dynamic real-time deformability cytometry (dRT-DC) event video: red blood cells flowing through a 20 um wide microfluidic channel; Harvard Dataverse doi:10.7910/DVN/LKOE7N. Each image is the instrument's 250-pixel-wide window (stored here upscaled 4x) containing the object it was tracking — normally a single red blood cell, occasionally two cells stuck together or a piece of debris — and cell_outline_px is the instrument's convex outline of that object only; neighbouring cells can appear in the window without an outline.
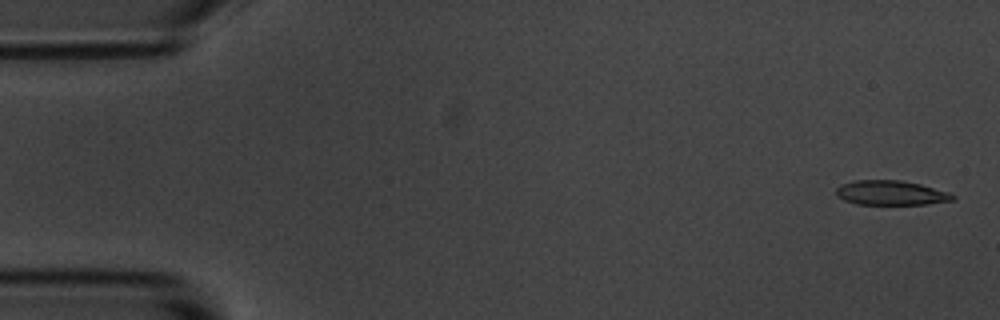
{"species": "common noctule bat (a hibernating species)", "species_latin": "Nyctalus noctula", "temperature_condition": "room temperature", "stored_images_in_passage": 4, "camera_frame_rate_fps": 3000, "um_per_image_px": 0.085, "animal": {"sex": "male", "body_mass_g": 20.1, "forearm_length_mm": 53.5}, "frame": {"image": 1, "passage_image": 1, "time_ms": 0.0, "image_size_px": [1000, 320], "cell_outline_px": [[956, 200], [928, 204], [856, 204], [844, 200], [836, 196], [836, 188], [840, 184], [856, 180], [900, 180], [920, 184], [948, 192], [956, 196]], "centroid_in_image_um": [75.72, 16.39], "position_along_channel_um": 9.3, "area_um2": 16.76}}
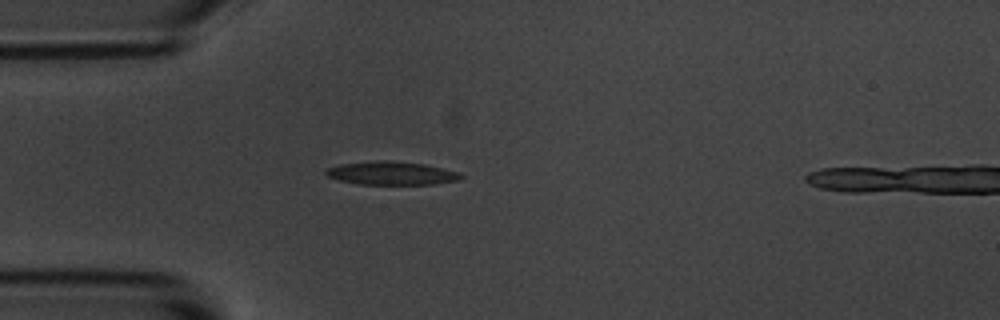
{"frame": {"image": 2, "passage_image": 4, "time_ms": 4.333, "image_size_px": [1000, 320], "cell_outline_px": [[464, 176], [456, 180], [436, 184], [360, 184], [340, 180], [328, 176], [324, 172], [328, 168], [340, 164], [376, 160], [388, 160], [424, 164], [460, 172]], "centroid_in_image_um": [33.28, 14.71], "position_along_channel_um": 51.7, "area_um2": 18.21}}